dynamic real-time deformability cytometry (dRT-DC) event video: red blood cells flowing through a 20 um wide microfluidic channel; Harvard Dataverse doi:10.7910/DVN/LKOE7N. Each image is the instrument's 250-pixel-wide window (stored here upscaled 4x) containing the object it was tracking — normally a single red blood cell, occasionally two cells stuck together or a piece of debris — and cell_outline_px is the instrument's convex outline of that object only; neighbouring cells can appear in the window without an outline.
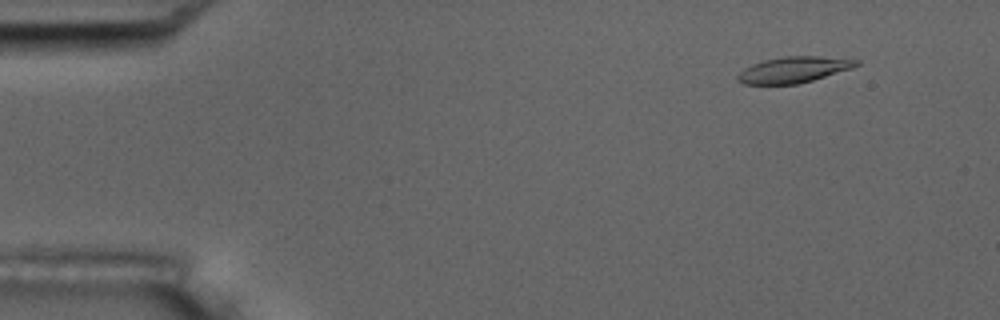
{"species": "common noctule bat (a hibernating species)", "species_latin": "Nyctalus noctula", "temperature_condition": "room temperature", "stored_images_in_passage": 5, "camera_frame_rate_fps": 3000, "um_per_image_px": 0.085, "animal": {"sex": "male", "body_mass_g": 17.5, "forearm_length_mm": 52.3}, "frame": {"image": 1, "passage_image": 2, "time_ms": 1.333, "image_size_px": [1000, 320], "cell_outline_px": [[860, 64], [852, 68], [812, 80], [796, 84], [744, 84], [736, 80], [736, 76], [744, 68], [752, 64], [764, 60], [784, 56], [816, 56], [860, 60]], "centroid_in_image_um": [67.43, 5.92], "position_along_channel_um": 17.6, "area_um2": 17.86}}
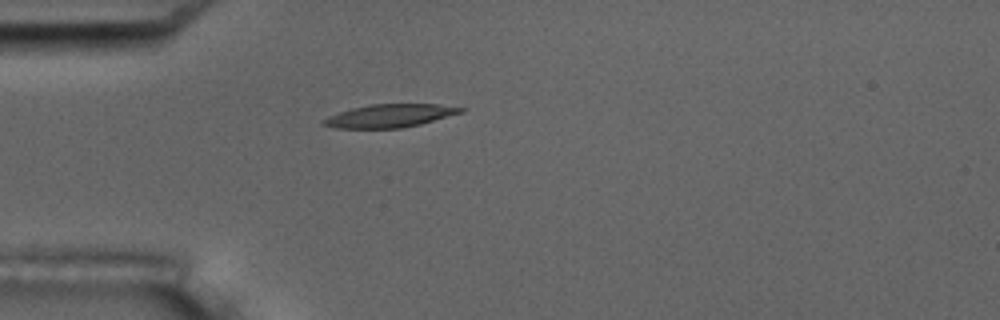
{"frame": {"image": 2, "passage_image": 5, "time_ms": 4.667, "image_size_px": [1000, 320], "cell_outline_px": [[468, 108], [464, 112], [420, 124], [404, 128], [336, 128], [324, 124], [320, 120], [328, 116], [352, 108], [372, 104], [436, 104]], "centroid_in_image_um": [33.17, 9.84], "position_along_channel_um": 51.8, "area_um2": 18.44}}